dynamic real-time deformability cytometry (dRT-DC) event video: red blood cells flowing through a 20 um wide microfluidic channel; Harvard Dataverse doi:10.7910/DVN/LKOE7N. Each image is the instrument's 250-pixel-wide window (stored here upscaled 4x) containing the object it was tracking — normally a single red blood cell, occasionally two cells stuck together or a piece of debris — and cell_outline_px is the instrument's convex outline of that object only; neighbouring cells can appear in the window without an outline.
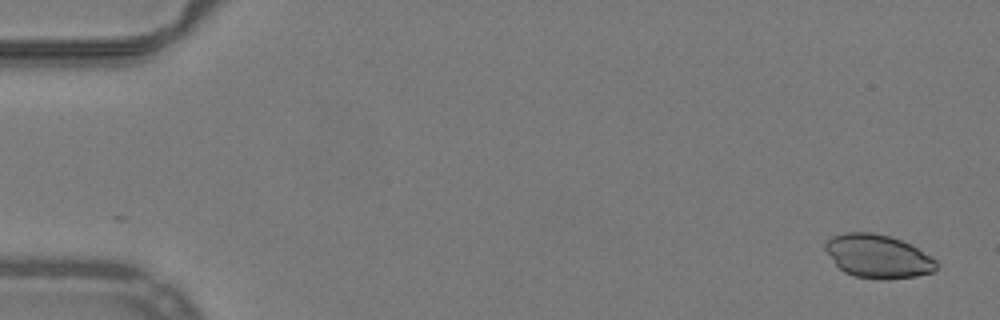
{"species": "common noctule bat (a hibernating species)", "species_latin": "Nyctalus noctula", "temperature_condition": "warm", "stored_images_in_passage": 51, "camera_frame_rate_fps": 3000, "um_per_image_px": 0.085, "animal": {"sex": "male", "body_mass_g": 19.2, "forearm_length_mm": 51.8}, "frame": {"image": 1, "passage_image": 1, "time_ms": 0.0, "image_size_px": [1000, 320], "cell_outline_px": [[936, 272], [916, 276], [884, 280], [880, 280], [856, 276], [844, 272], [836, 264], [824, 248], [824, 244], [832, 236], [844, 232], [872, 232], [888, 236], [900, 240], [916, 248], [936, 260]], "centroid_in_image_um": [74.61, 21.79], "position_along_channel_um": 10.4, "area_um2": 27.92}}